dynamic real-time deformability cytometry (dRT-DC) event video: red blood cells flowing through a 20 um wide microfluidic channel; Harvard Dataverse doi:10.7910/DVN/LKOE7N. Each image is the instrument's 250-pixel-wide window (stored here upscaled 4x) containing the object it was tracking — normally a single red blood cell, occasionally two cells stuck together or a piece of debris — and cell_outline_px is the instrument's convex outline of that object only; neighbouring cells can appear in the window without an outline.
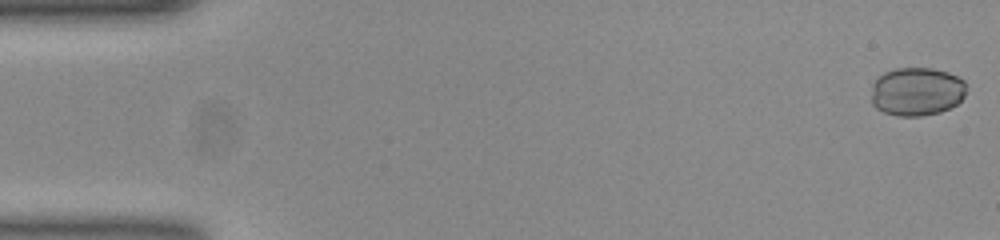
{"species": "common noctule bat (a hibernating species)", "species_latin": "Nyctalus noctula", "temperature_condition": "room temperature", "stored_images_in_passage": 23, "camera_frame_rate_fps": 3000, "um_per_image_px": 0.085, "animal": {"sex": "female", "body_mass_g": 23.0, "forearm_length_mm": 53.4}, "frame": {"image": 1, "passage_image": 1, "time_ms": 0.0, "image_size_px": [1000, 240], "cell_outline_px": [[964, 96], [956, 104], [940, 112], [920, 116], [896, 116], [884, 112], [876, 108], [872, 104], [872, 84], [876, 76], [884, 72], [896, 68], [932, 68], [948, 72], [964, 80]], "centroid_in_image_um": [77.87, 7.77], "position_along_channel_um": 7.1, "area_um2": 26.93}}
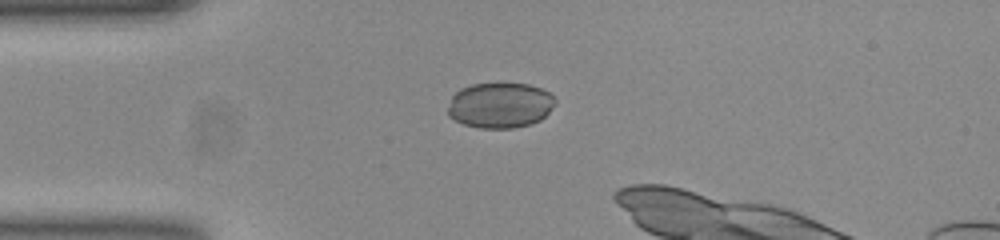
{"frame": {"image": 2, "passage_image": 13, "time_ms": 4.0, "image_size_px": [1000, 240], "cell_outline_px": [[556, 104], [540, 120], [528, 124], [512, 128], [480, 128], [464, 124], [448, 116], [448, 108], [452, 96], [460, 88], [472, 84], [496, 80], [528, 84], [540, 88], [548, 92], [556, 100]], "centroid_in_image_um": [42.49, 8.89], "position_along_channel_um": 42.5, "area_um2": 29.02}}
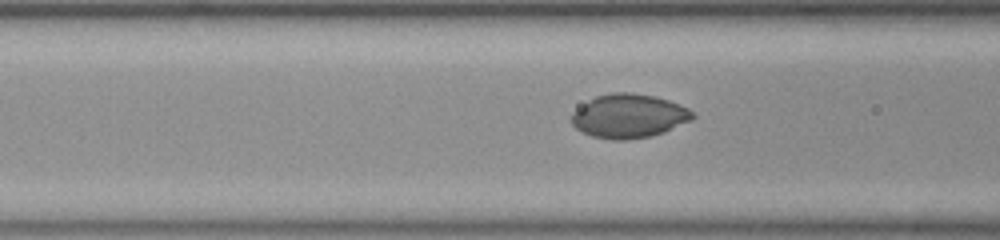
{"frame": {"image": 3, "passage_image": 20, "time_ms": 6.333, "image_size_px": [1000, 240], "cell_outline_px": [[696, 116], [692, 120], [664, 132], [648, 136], [624, 140], [612, 140], [592, 136], [576, 128], [572, 124], [572, 112], [588, 100], [596, 96], [612, 92], [632, 92], [656, 96], [680, 104], [688, 108]], "centroid_in_image_um": [53.46, 9.85], "position_along_channel_um": 113.1, "area_um2": 30.98}}